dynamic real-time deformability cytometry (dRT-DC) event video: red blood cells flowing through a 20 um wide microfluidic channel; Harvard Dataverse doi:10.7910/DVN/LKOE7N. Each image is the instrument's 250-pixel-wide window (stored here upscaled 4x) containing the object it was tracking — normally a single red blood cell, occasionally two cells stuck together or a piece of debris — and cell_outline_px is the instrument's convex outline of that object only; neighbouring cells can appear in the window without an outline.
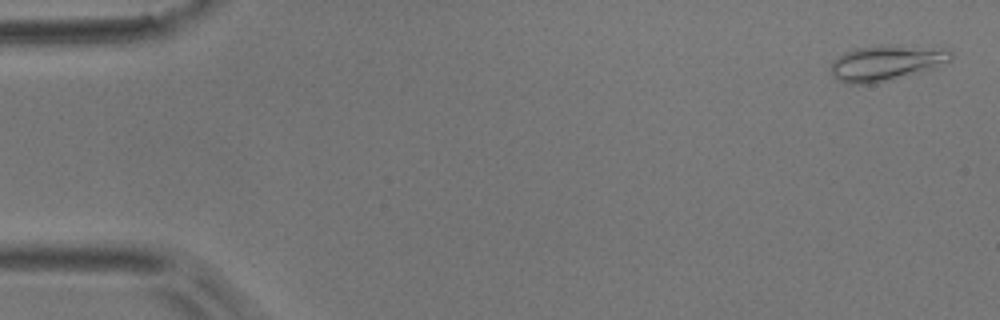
{"species": "common noctule bat (a hibernating species)", "species_latin": "Nyctalus noctula", "temperature_condition": "room temperature", "stored_images_in_passage": 52, "camera_frame_rate_fps": 3000, "um_per_image_px": 0.085, "animal": {"sex": "male", "body_mass_g": 17.9}, "frame": {"image": 1, "passage_image": 2, "time_ms": 0.333, "image_size_px": [1000, 320], "cell_outline_px": [[952, 60], [936, 68], [872, 84], [848, 84], [832, 76], [828, 68], [832, 60], [844, 52], [856, 48], [888, 44], [892, 44], [952, 48]], "centroid_in_image_um": [75.36, 5.32], "position_along_channel_um": 9.6, "area_um2": 25.55}}
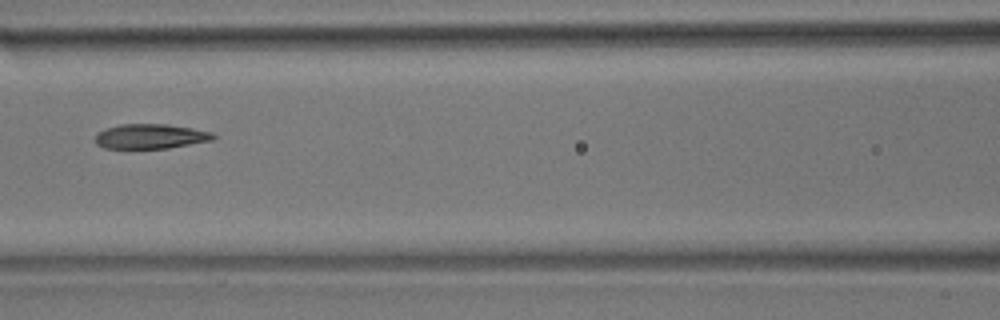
{"frame": {"image": 2, "passage_image": 23, "time_ms": 7.333, "image_size_px": [1000, 320], "cell_outline_px": [[216, 136], [212, 140], [168, 148], [104, 148], [96, 144], [96, 132], [120, 124], [168, 124], [192, 128], [212, 132]], "centroid_in_image_um": [12.79, 11.58], "position_along_channel_um": 153.8, "area_um2": 16.94}}
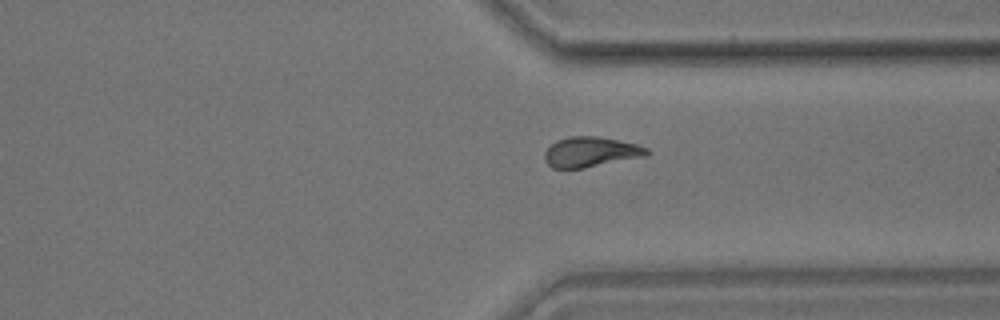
{"frame": {"image": 3, "passage_image": 39, "time_ms": 12.667, "image_size_px": [1000, 320], "cell_outline_px": [[652, 152], [648, 156], [584, 168], [552, 168], [544, 160], [544, 152], [556, 140], [572, 136], [600, 136], [636, 144], [648, 148]], "centroid_in_image_um": [50.25, 12.92], "position_along_channel_um": 361.2, "area_um2": 18.15}, "authors_computed_cell_mechanics": {"area_um2": 17.9758, "velocity_mm_per_s": 3.8974, "shape_relaxation_time_tau1_ms": 7.5252, "shape_relaxation_time_tau2_ms": 3.6933, "deformation_change_tau1": 0.1967, "deformation_change_tau2": 0.0734}}